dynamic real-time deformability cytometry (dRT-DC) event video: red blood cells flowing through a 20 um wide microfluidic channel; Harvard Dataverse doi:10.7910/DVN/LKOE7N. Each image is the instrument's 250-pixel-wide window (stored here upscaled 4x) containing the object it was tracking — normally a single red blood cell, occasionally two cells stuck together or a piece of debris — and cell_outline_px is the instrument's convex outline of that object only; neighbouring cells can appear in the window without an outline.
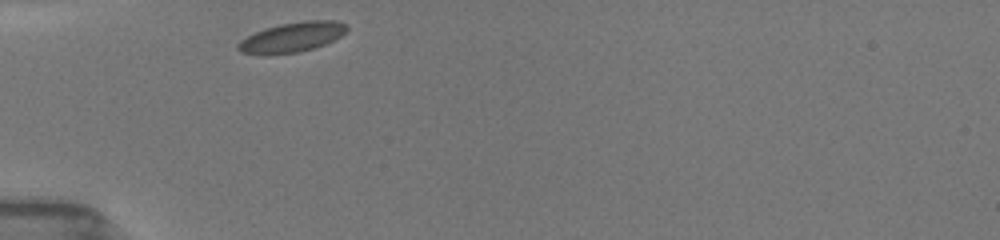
{"species": "common noctule bat (a hibernating species)", "species_latin": "Nyctalus noctula", "temperature_condition": "room temperature", "stored_images_in_passage": 46, "camera_frame_rate_fps": 3000, "um_per_image_px": 0.085, "animal": {"sex": "female", "body_mass_g": 19.5, "forearm_length_mm": 54.1}, "frame": {"image": 1, "passage_image": 1, "time_ms": 0.0, "image_size_px": [1000, 240], "cell_outline_px": [[348, 28], [340, 36], [324, 44], [300, 52], [268, 56], [264, 56], [240, 52], [236, 48], [236, 44], [240, 40], [264, 28], [280, 24], [304, 20], [336, 20], [348, 24]], "centroid_in_image_um": [24.78, 3.18], "position_along_channel_um": 60.2, "area_um2": 19.25}}
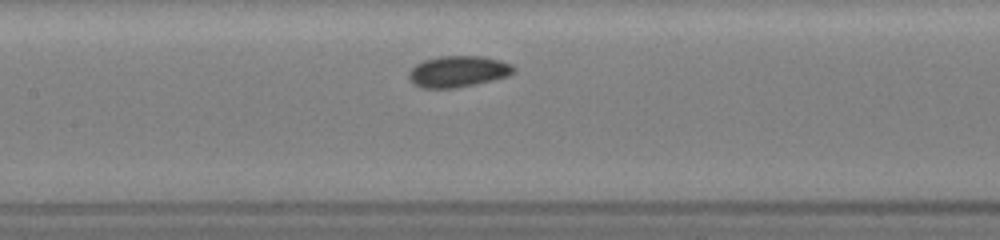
{"frame": {"image": 2, "passage_image": 19, "time_ms": 3.0, "image_size_px": [1000, 240], "cell_outline_px": [[516, 72], [508, 76], [476, 84], [456, 88], [420, 88], [412, 84], [408, 76], [408, 72], [416, 64], [424, 60], [440, 56], [484, 56], [500, 60], [512, 64], [516, 68]], "centroid_in_image_um": [38.94, 6.08], "position_along_channel_um": 168.5, "area_um2": 19.36}}
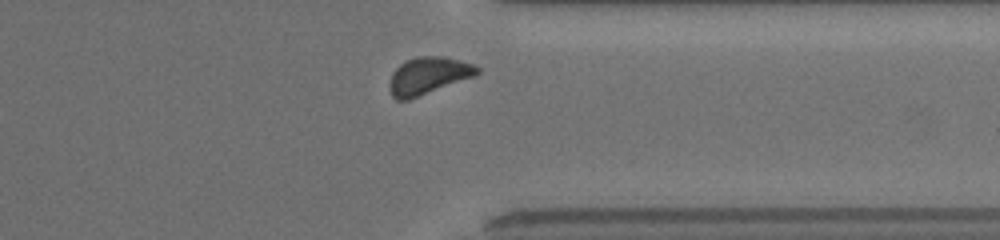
{"frame": {"image": 3, "passage_image": 39, "time_ms": 8.333, "image_size_px": [1000, 240], "cell_outline_px": [[480, 72], [476, 76], [408, 100], [396, 100], [392, 96], [388, 88], [388, 84], [392, 72], [400, 64], [416, 56], [444, 56], [460, 60], [472, 64], [480, 68]], "centroid_in_image_um": [36.39, 6.44], "position_along_channel_um": 375.0, "area_um2": 19.19}, "authors_computed_cell_mechanics": {"area_um2": 18.496, "velocity_mm_per_s": 3.897, "shape_relaxation_time_tau1_ms": 1.1544, "shape_relaxation_time_tau2_ms": null, "deformation_change_tau1": 0.0455, "deformation_change_tau2": null}}